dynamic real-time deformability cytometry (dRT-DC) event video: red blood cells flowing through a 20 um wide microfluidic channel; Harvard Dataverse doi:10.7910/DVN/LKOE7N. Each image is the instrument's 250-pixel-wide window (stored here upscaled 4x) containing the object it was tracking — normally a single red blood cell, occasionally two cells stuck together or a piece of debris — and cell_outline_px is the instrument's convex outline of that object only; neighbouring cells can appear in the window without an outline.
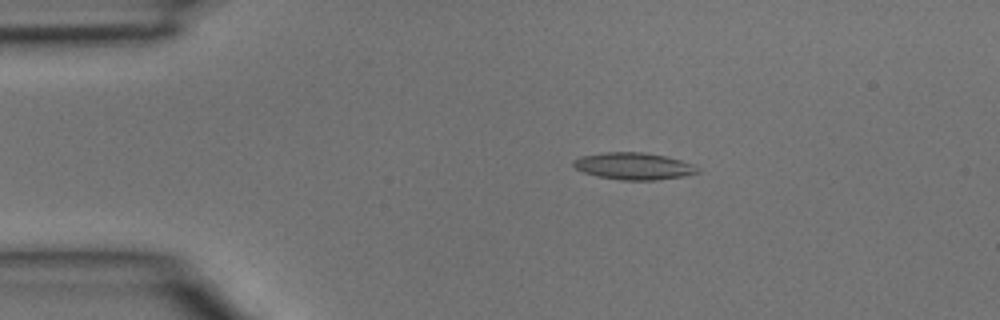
{"species": "common noctule bat (a hibernating species)", "species_latin": "Nyctalus noctula", "temperature_condition": "room temperature", "stored_images_in_passage": 3, "camera_frame_rate_fps": 3000, "um_per_image_px": 0.085, "animal": {"sex": "male", "body_mass_g": 15.6}, "frame": {"image": 1, "passage_image": 2, "time_ms": 0.333, "image_size_px": [1000, 320], "cell_outline_px": [[700, 172], [684, 176], [656, 180], [620, 180], [596, 176], [584, 172], [576, 168], [572, 164], [572, 160], [580, 156], [604, 152], [644, 152], [664, 156], [680, 160], [692, 164]], "centroid_in_image_um": [53.82, 14.12], "position_along_channel_um": 31.2, "area_um2": 19.48}}